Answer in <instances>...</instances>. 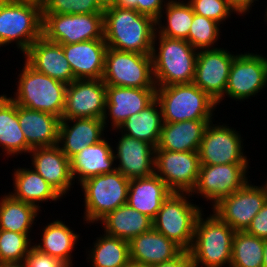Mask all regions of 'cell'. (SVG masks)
Returning <instances> with one entry per match:
<instances>
[{
  "instance_id": "6da1fadb",
  "label": "cell",
  "mask_w": 267,
  "mask_h": 267,
  "mask_svg": "<svg viewBox=\"0 0 267 267\" xmlns=\"http://www.w3.org/2000/svg\"><path fill=\"white\" fill-rule=\"evenodd\" d=\"M104 40L107 47L127 52L151 54L156 20L135 9L112 6L103 12Z\"/></svg>"
},
{
  "instance_id": "7a4b0ae2",
  "label": "cell",
  "mask_w": 267,
  "mask_h": 267,
  "mask_svg": "<svg viewBox=\"0 0 267 267\" xmlns=\"http://www.w3.org/2000/svg\"><path fill=\"white\" fill-rule=\"evenodd\" d=\"M197 54L186 40L155 34L151 57L156 87L193 83Z\"/></svg>"
},
{
  "instance_id": "3957f363",
  "label": "cell",
  "mask_w": 267,
  "mask_h": 267,
  "mask_svg": "<svg viewBox=\"0 0 267 267\" xmlns=\"http://www.w3.org/2000/svg\"><path fill=\"white\" fill-rule=\"evenodd\" d=\"M202 214L196 220L192 246L188 250L192 267H224L226 264L230 267L235 231L214 213L206 219Z\"/></svg>"
},
{
  "instance_id": "277c9868",
  "label": "cell",
  "mask_w": 267,
  "mask_h": 267,
  "mask_svg": "<svg viewBox=\"0 0 267 267\" xmlns=\"http://www.w3.org/2000/svg\"><path fill=\"white\" fill-rule=\"evenodd\" d=\"M20 72L17 90L14 97L9 98L22 107L62 119L67 84L36 71L26 61Z\"/></svg>"
},
{
  "instance_id": "5b68a950",
  "label": "cell",
  "mask_w": 267,
  "mask_h": 267,
  "mask_svg": "<svg viewBox=\"0 0 267 267\" xmlns=\"http://www.w3.org/2000/svg\"><path fill=\"white\" fill-rule=\"evenodd\" d=\"M163 122L212 120L217 102L194 83L156 87Z\"/></svg>"
},
{
  "instance_id": "8992f818",
  "label": "cell",
  "mask_w": 267,
  "mask_h": 267,
  "mask_svg": "<svg viewBox=\"0 0 267 267\" xmlns=\"http://www.w3.org/2000/svg\"><path fill=\"white\" fill-rule=\"evenodd\" d=\"M42 36V7L18 0H0V47L16 42L25 54Z\"/></svg>"
},
{
  "instance_id": "52a82bcc",
  "label": "cell",
  "mask_w": 267,
  "mask_h": 267,
  "mask_svg": "<svg viewBox=\"0 0 267 267\" xmlns=\"http://www.w3.org/2000/svg\"><path fill=\"white\" fill-rule=\"evenodd\" d=\"M190 196L193 197L190 193L172 192L152 220L157 232L173 240L183 250L191 248L195 223L203 212L201 207L188 201Z\"/></svg>"
},
{
  "instance_id": "ba28073f",
  "label": "cell",
  "mask_w": 267,
  "mask_h": 267,
  "mask_svg": "<svg viewBox=\"0 0 267 267\" xmlns=\"http://www.w3.org/2000/svg\"><path fill=\"white\" fill-rule=\"evenodd\" d=\"M130 179L115 170L92 176L80 185L84 192V221L99 223L107 213L127 203Z\"/></svg>"
},
{
  "instance_id": "9c48e42d",
  "label": "cell",
  "mask_w": 267,
  "mask_h": 267,
  "mask_svg": "<svg viewBox=\"0 0 267 267\" xmlns=\"http://www.w3.org/2000/svg\"><path fill=\"white\" fill-rule=\"evenodd\" d=\"M102 80L112 86L156 88L151 54L107 47Z\"/></svg>"
},
{
  "instance_id": "30bf717a",
  "label": "cell",
  "mask_w": 267,
  "mask_h": 267,
  "mask_svg": "<svg viewBox=\"0 0 267 267\" xmlns=\"http://www.w3.org/2000/svg\"><path fill=\"white\" fill-rule=\"evenodd\" d=\"M42 36L58 44L104 39L103 13L42 14Z\"/></svg>"
},
{
  "instance_id": "8fae6325",
  "label": "cell",
  "mask_w": 267,
  "mask_h": 267,
  "mask_svg": "<svg viewBox=\"0 0 267 267\" xmlns=\"http://www.w3.org/2000/svg\"><path fill=\"white\" fill-rule=\"evenodd\" d=\"M247 181L239 190L220 199L213 206V213L235 232L245 231L253 218L267 202L265 188Z\"/></svg>"
},
{
  "instance_id": "7c38bea8",
  "label": "cell",
  "mask_w": 267,
  "mask_h": 267,
  "mask_svg": "<svg viewBox=\"0 0 267 267\" xmlns=\"http://www.w3.org/2000/svg\"><path fill=\"white\" fill-rule=\"evenodd\" d=\"M267 86V58L254 53L236 54L234 58L225 94L218 102L221 103L225 96L236 101L255 97Z\"/></svg>"
},
{
  "instance_id": "4fadbf2b",
  "label": "cell",
  "mask_w": 267,
  "mask_h": 267,
  "mask_svg": "<svg viewBox=\"0 0 267 267\" xmlns=\"http://www.w3.org/2000/svg\"><path fill=\"white\" fill-rule=\"evenodd\" d=\"M198 151L155 150L154 174L172 192L191 193L200 172Z\"/></svg>"
},
{
  "instance_id": "5bb4252c",
  "label": "cell",
  "mask_w": 267,
  "mask_h": 267,
  "mask_svg": "<svg viewBox=\"0 0 267 267\" xmlns=\"http://www.w3.org/2000/svg\"><path fill=\"white\" fill-rule=\"evenodd\" d=\"M248 164L201 165L196 185L190 194L201 195L214 206L220 199L239 190L249 181L246 175Z\"/></svg>"
},
{
  "instance_id": "9a60e30c",
  "label": "cell",
  "mask_w": 267,
  "mask_h": 267,
  "mask_svg": "<svg viewBox=\"0 0 267 267\" xmlns=\"http://www.w3.org/2000/svg\"><path fill=\"white\" fill-rule=\"evenodd\" d=\"M212 122L208 123L198 150L201 165L248 163L239 132Z\"/></svg>"
},
{
  "instance_id": "2e32d148",
  "label": "cell",
  "mask_w": 267,
  "mask_h": 267,
  "mask_svg": "<svg viewBox=\"0 0 267 267\" xmlns=\"http://www.w3.org/2000/svg\"><path fill=\"white\" fill-rule=\"evenodd\" d=\"M235 57L224 48L198 50L193 83L218 102L225 95Z\"/></svg>"
},
{
  "instance_id": "e0dca14e",
  "label": "cell",
  "mask_w": 267,
  "mask_h": 267,
  "mask_svg": "<svg viewBox=\"0 0 267 267\" xmlns=\"http://www.w3.org/2000/svg\"><path fill=\"white\" fill-rule=\"evenodd\" d=\"M106 110V84L102 79H75L67 85L62 119H103Z\"/></svg>"
},
{
  "instance_id": "ac0fdd59",
  "label": "cell",
  "mask_w": 267,
  "mask_h": 267,
  "mask_svg": "<svg viewBox=\"0 0 267 267\" xmlns=\"http://www.w3.org/2000/svg\"><path fill=\"white\" fill-rule=\"evenodd\" d=\"M156 99V88H135L106 85V110L103 118L107 127L108 117L112 130H116L128 117L144 110Z\"/></svg>"
},
{
  "instance_id": "d6986e66",
  "label": "cell",
  "mask_w": 267,
  "mask_h": 267,
  "mask_svg": "<svg viewBox=\"0 0 267 267\" xmlns=\"http://www.w3.org/2000/svg\"><path fill=\"white\" fill-rule=\"evenodd\" d=\"M155 149L150 143L121 133L116 146L117 151L113 152L115 160L119 161L116 170L130 180L153 175Z\"/></svg>"
},
{
  "instance_id": "ffe728a7",
  "label": "cell",
  "mask_w": 267,
  "mask_h": 267,
  "mask_svg": "<svg viewBox=\"0 0 267 267\" xmlns=\"http://www.w3.org/2000/svg\"><path fill=\"white\" fill-rule=\"evenodd\" d=\"M24 59L36 71L67 85L76 79L64 55L62 44L48 41L43 36L29 47Z\"/></svg>"
},
{
  "instance_id": "44dd1931",
  "label": "cell",
  "mask_w": 267,
  "mask_h": 267,
  "mask_svg": "<svg viewBox=\"0 0 267 267\" xmlns=\"http://www.w3.org/2000/svg\"><path fill=\"white\" fill-rule=\"evenodd\" d=\"M32 168L40 174L63 197L71 190L72 182L70 159L58 145L33 148L29 152Z\"/></svg>"
},
{
  "instance_id": "7402d4cb",
  "label": "cell",
  "mask_w": 267,
  "mask_h": 267,
  "mask_svg": "<svg viewBox=\"0 0 267 267\" xmlns=\"http://www.w3.org/2000/svg\"><path fill=\"white\" fill-rule=\"evenodd\" d=\"M105 128L103 119H61L57 145L71 159L88 145H93L103 140L105 138L103 134Z\"/></svg>"
},
{
  "instance_id": "603a6c76",
  "label": "cell",
  "mask_w": 267,
  "mask_h": 267,
  "mask_svg": "<svg viewBox=\"0 0 267 267\" xmlns=\"http://www.w3.org/2000/svg\"><path fill=\"white\" fill-rule=\"evenodd\" d=\"M76 79H102L107 44L104 39L62 44Z\"/></svg>"
},
{
  "instance_id": "cb8c5ba5",
  "label": "cell",
  "mask_w": 267,
  "mask_h": 267,
  "mask_svg": "<svg viewBox=\"0 0 267 267\" xmlns=\"http://www.w3.org/2000/svg\"><path fill=\"white\" fill-rule=\"evenodd\" d=\"M130 261L146 266L156 265L177 257L183 249L153 227L129 242Z\"/></svg>"
},
{
  "instance_id": "d4e9b609",
  "label": "cell",
  "mask_w": 267,
  "mask_h": 267,
  "mask_svg": "<svg viewBox=\"0 0 267 267\" xmlns=\"http://www.w3.org/2000/svg\"><path fill=\"white\" fill-rule=\"evenodd\" d=\"M18 121L31 149L58 144L60 117L18 105Z\"/></svg>"
},
{
  "instance_id": "484cf974",
  "label": "cell",
  "mask_w": 267,
  "mask_h": 267,
  "mask_svg": "<svg viewBox=\"0 0 267 267\" xmlns=\"http://www.w3.org/2000/svg\"><path fill=\"white\" fill-rule=\"evenodd\" d=\"M114 147L104 138L96 144L88 145L70 159L73 181L82 183L92 176L111 173L116 170ZM75 178V179H74Z\"/></svg>"
},
{
  "instance_id": "4316f807",
  "label": "cell",
  "mask_w": 267,
  "mask_h": 267,
  "mask_svg": "<svg viewBox=\"0 0 267 267\" xmlns=\"http://www.w3.org/2000/svg\"><path fill=\"white\" fill-rule=\"evenodd\" d=\"M171 193L166 183L155 174L131 179L126 204L153 220Z\"/></svg>"
},
{
  "instance_id": "83f0119b",
  "label": "cell",
  "mask_w": 267,
  "mask_h": 267,
  "mask_svg": "<svg viewBox=\"0 0 267 267\" xmlns=\"http://www.w3.org/2000/svg\"><path fill=\"white\" fill-rule=\"evenodd\" d=\"M212 120L164 122L155 150L198 151L204 131Z\"/></svg>"
},
{
  "instance_id": "f1b7e54d",
  "label": "cell",
  "mask_w": 267,
  "mask_h": 267,
  "mask_svg": "<svg viewBox=\"0 0 267 267\" xmlns=\"http://www.w3.org/2000/svg\"><path fill=\"white\" fill-rule=\"evenodd\" d=\"M14 170V192H9L14 199L33 204L40 209L39 203L49 200L57 201L62 198L57 190L32 167L31 169L18 167Z\"/></svg>"
},
{
  "instance_id": "f546056e",
  "label": "cell",
  "mask_w": 267,
  "mask_h": 267,
  "mask_svg": "<svg viewBox=\"0 0 267 267\" xmlns=\"http://www.w3.org/2000/svg\"><path fill=\"white\" fill-rule=\"evenodd\" d=\"M99 221L104 224L105 234L128 242L153 227L151 218L127 204L107 213Z\"/></svg>"
},
{
  "instance_id": "4dcf8cb0",
  "label": "cell",
  "mask_w": 267,
  "mask_h": 267,
  "mask_svg": "<svg viewBox=\"0 0 267 267\" xmlns=\"http://www.w3.org/2000/svg\"><path fill=\"white\" fill-rule=\"evenodd\" d=\"M0 147L8 156L31 151L19 125L18 105L5 94L0 95Z\"/></svg>"
},
{
  "instance_id": "1f68e13d",
  "label": "cell",
  "mask_w": 267,
  "mask_h": 267,
  "mask_svg": "<svg viewBox=\"0 0 267 267\" xmlns=\"http://www.w3.org/2000/svg\"><path fill=\"white\" fill-rule=\"evenodd\" d=\"M163 123L161 106L155 99L144 110L128 117L116 130H121L119 132L123 134L150 143L156 148Z\"/></svg>"
},
{
  "instance_id": "d6a6232c",
  "label": "cell",
  "mask_w": 267,
  "mask_h": 267,
  "mask_svg": "<svg viewBox=\"0 0 267 267\" xmlns=\"http://www.w3.org/2000/svg\"><path fill=\"white\" fill-rule=\"evenodd\" d=\"M42 231V242L33 246L43 253L61 259L69 267H73L71 253L80 235L61 220L48 223Z\"/></svg>"
},
{
  "instance_id": "836d02e7",
  "label": "cell",
  "mask_w": 267,
  "mask_h": 267,
  "mask_svg": "<svg viewBox=\"0 0 267 267\" xmlns=\"http://www.w3.org/2000/svg\"><path fill=\"white\" fill-rule=\"evenodd\" d=\"M0 229L30 235L38 209L33 204L14 199L9 193L0 198ZM30 230V231H29Z\"/></svg>"
},
{
  "instance_id": "e575fe53",
  "label": "cell",
  "mask_w": 267,
  "mask_h": 267,
  "mask_svg": "<svg viewBox=\"0 0 267 267\" xmlns=\"http://www.w3.org/2000/svg\"><path fill=\"white\" fill-rule=\"evenodd\" d=\"M94 243L87 258L92 267H124L130 262L128 241L104 234Z\"/></svg>"
},
{
  "instance_id": "d590c367",
  "label": "cell",
  "mask_w": 267,
  "mask_h": 267,
  "mask_svg": "<svg viewBox=\"0 0 267 267\" xmlns=\"http://www.w3.org/2000/svg\"><path fill=\"white\" fill-rule=\"evenodd\" d=\"M163 14H166V23L162 24L161 19L156 20V34L162 36L182 39L188 42V34L194 18V11L189 2L177 1L167 2Z\"/></svg>"
},
{
  "instance_id": "8d00e7d4",
  "label": "cell",
  "mask_w": 267,
  "mask_h": 267,
  "mask_svg": "<svg viewBox=\"0 0 267 267\" xmlns=\"http://www.w3.org/2000/svg\"><path fill=\"white\" fill-rule=\"evenodd\" d=\"M264 239L236 231L232 240L230 267H263Z\"/></svg>"
},
{
  "instance_id": "74e56055",
  "label": "cell",
  "mask_w": 267,
  "mask_h": 267,
  "mask_svg": "<svg viewBox=\"0 0 267 267\" xmlns=\"http://www.w3.org/2000/svg\"><path fill=\"white\" fill-rule=\"evenodd\" d=\"M220 24L213 19L194 13L188 34V42L196 49H214L220 35Z\"/></svg>"
},
{
  "instance_id": "f35d334b",
  "label": "cell",
  "mask_w": 267,
  "mask_h": 267,
  "mask_svg": "<svg viewBox=\"0 0 267 267\" xmlns=\"http://www.w3.org/2000/svg\"><path fill=\"white\" fill-rule=\"evenodd\" d=\"M108 0H47L42 14L103 13Z\"/></svg>"
},
{
  "instance_id": "ab89813d",
  "label": "cell",
  "mask_w": 267,
  "mask_h": 267,
  "mask_svg": "<svg viewBox=\"0 0 267 267\" xmlns=\"http://www.w3.org/2000/svg\"><path fill=\"white\" fill-rule=\"evenodd\" d=\"M31 244L27 234L0 229V261H23Z\"/></svg>"
},
{
  "instance_id": "60d3db41",
  "label": "cell",
  "mask_w": 267,
  "mask_h": 267,
  "mask_svg": "<svg viewBox=\"0 0 267 267\" xmlns=\"http://www.w3.org/2000/svg\"><path fill=\"white\" fill-rule=\"evenodd\" d=\"M194 13L222 24L234 12L226 0H188Z\"/></svg>"
},
{
  "instance_id": "b9f144b4",
  "label": "cell",
  "mask_w": 267,
  "mask_h": 267,
  "mask_svg": "<svg viewBox=\"0 0 267 267\" xmlns=\"http://www.w3.org/2000/svg\"><path fill=\"white\" fill-rule=\"evenodd\" d=\"M26 267H69L61 259L39 251L32 246L24 257Z\"/></svg>"
},
{
  "instance_id": "7bdbcfd3",
  "label": "cell",
  "mask_w": 267,
  "mask_h": 267,
  "mask_svg": "<svg viewBox=\"0 0 267 267\" xmlns=\"http://www.w3.org/2000/svg\"><path fill=\"white\" fill-rule=\"evenodd\" d=\"M245 232L261 239H267V202L253 218Z\"/></svg>"
},
{
  "instance_id": "ee69618b",
  "label": "cell",
  "mask_w": 267,
  "mask_h": 267,
  "mask_svg": "<svg viewBox=\"0 0 267 267\" xmlns=\"http://www.w3.org/2000/svg\"><path fill=\"white\" fill-rule=\"evenodd\" d=\"M166 3L165 0H138L137 12L151 16L155 20L161 19Z\"/></svg>"
},
{
  "instance_id": "f6af8a7d",
  "label": "cell",
  "mask_w": 267,
  "mask_h": 267,
  "mask_svg": "<svg viewBox=\"0 0 267 267\" xmlns=\"http://www.w3.org/2000/svg\"><path fill=\"white\" fill-rule=\"evenodd\" d=\"M149 267H192L191 257L188 250H183L172 260L162 262Z\"/></svg>"
},
{
  "instance_id": "bcb514c9",
  "label": "cell",
  "mask_w": 267,
  "mask_h": 267,
  "mask_svg": "<svg viewBox=\"0 0 267 267\" xmlns=\"http://www.w3.org/2000/svg\"><path fill=\"white\" fill-rule=\"evenodd\" d=\"M228 6L237 13V15H244L247 12L249 13V9L251 10L254 1L258 0H226ZM251 7V8H250Z\"/></svg>"
},
{
  "instance_id": "7dc6e473",
  "label": "cell",
  "mask_w": 267,
  "mask_h": 267,
  "mask_svg": "<svg viewBox=\"0 0 267 267\" xmlns=\"http://www.w3.org/2000/svg\"><path fill=\"white\" fill-rule=\"evenodd\" d=\"M137 1L138 0H108L112 6H117L120 8L135 9L137 11Z\"/></svg>"
},
{
  "instance_id": "c3c4849f",
  "label": "cell",
  "mask_w": 267,
  "mask_h": 267,
  "mask_svg": "<svg viewBox=\"0 0 267 267\" xmlns=\"http://www.w3.org/2000/svg\"><path fill=\"white\" fill-rule=\"evenodd\" d=\"M2 267H26L24 261H4Z\"/></svg>"
},
{
  "instance_id": "681fc988",
  "label": "cell",
  "mask_w": 267,
  "mask_h": 267,
  "mask_svg": "<svg viewBox=\"0 0 267 267\" xmlns=\"http://www.w3.org/2000/svg\"><path fill=\"white\" fill-rule=\"evenodd\" d=\"M263 267H267V239H264Z\"/></svg>"
},
{
  "instance_id": "f907efd6",
  "label": "cell",
  "mask_w": 267,
  "mask_h": 267,
  "mask_svg": "<svg viewBox=\"0 0 267 267\" xmlns=\"http://www.w3.org/2000/svg\"><path fill=\"white\" fill-rule=\"evenodd\" d=\"M18 1L35 3V4H38L42 7L46 3L47 0H18Z\"/></svg>"
},
{
  "instance_id": "816d5d0a",
  "label": "cell",
  "mask_w": 267,
  "mask_h": 267,
  "mask_svg": "<svg viewBox=\"0 0 267 267\" xmlns=\"http://www.w3.org/2000/svg\"><path fill=\"white\" fill-rule=\"evenodd\" d=\"M124 267H149V266H146L144 264H138V263H135V262H132L130 261L126 266Z\"/></svg>"
},
{
  "instance_id": "f5cc1de1",
  "label": "cell",
  "mask_w": 267,
  "mask_h": 267,
  "mask_svg": "<svg viewBox=\"0 0 267 267\" xmlns=\"http://www.w3.org/2000/svg\"><path fill=\"white\" fill-rule=\"evenodd\" d=\"M262 185H263V187L265 188L266 195H267V181H266V183H265V184H262Z\"/></svg>"
},
{
  "instance_id": "db71d44e",
  "label": "cell",
  "mask_w": 267,
  "mask_h": 267,
  "mask_svg": "<svg viewBox=\"0 0 267 267\" xmlns=\"http://www.w3.org/2000/svg\"><path fill=\"white\" fill-rule=\"evenodd\" d=\"M265 11H266V12H265V15H264V16H265V18H264V19H265V21H267V8H266V10H265ZM266 23H267V22H266Z\"/></svg>"
},
{
  "instance_id": "11a10c76",
  "label": "cell",
  "mask_w": 267,
  "mask_h": 267,
  "mask_svg": "<svg viewBox=\"0 0 267 267\" xmlns=\"http://www.w3.org/2000/svg\"><path fill=\"white\" fill-rule=\"evenodd\" d=\"M165 2H177V0H165Z\"/></svg>"
}]
</instances>
